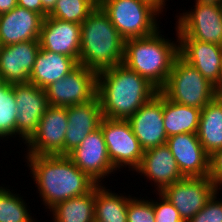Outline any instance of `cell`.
<instances>
[{
    "mask_svg": "<svg viewBox=\"0 0 222 222\" xmlns=\"http://www.w3.org/2000/svg\"><path fill=\"white\" fill-rule=\"evenodd\" d=\"M25 158L46 209L87 194L97 185L66 155H26Z\"/></svg>",
    "mask_w": 222,
    "mask_h": 222,
    "instance_id": "obj_1",
    "label": "cell"
},
{
    "mask_svg": "<svg viewBox=\"0 0 222 222\" xmlns=\"http://www.w3.org/2000/svg\"><path fill=\"white\" fill-rule=\"evenodd\" d=\"M146 78L124 64L104 69L97 75V98L102 115L127 120L158 93Z\"/></svg>",
    "mask_w": 222,
    "mask_h": 222,
    "instance_id": "obj_2",
    "label": "cell"
},
{
    "mask_svg": "<svg viewBox=\"0 0 222 222\" xmlns=\"http://www.w3.org/2000/svg\"><path fill=\"white\" fill-rule=\"evenodd\" d=\"M125 40L98 5L81 23L79 64L97 73L123 64Z\"/></svg>",
    "mask_w": 222,
    "mask_h": 222,
    "instance_id": "obj_3",
    "label": "cell"
},
{
    "mask_svg": "<svg viewBox=\"0 0 222 222\" xmlns=\"http://www.w3.org/2000/svg\"><path fill=\"white\" fill-rule=\"evenodd\" d=\"M158 29L155 33L140 38L125 40L123 64L146 78L158 90L166 83L175 59L179 56V37L171 42Z\"/></svg>",
    "mask_w": 222,
    "mask_h": 222,
    "instance_id": "obj_4",
    "label": "cell"
},
{
    "mask_svg": "<svg viewBox=\"0 0 222 222\" xmlns=\"http://www.w3.org/2000/svg\"><path fill=\"white\" fill-rule=\"evenodd\" d=\"M98 5L124 40L146 37L159 29L156 18L161 12L144 0H99Z\"/></svg>",
    "mask_w": 222,
    "mask_h": 222,
    "instance_id": "obj_5",
    "label": "cell"
},
{
    "mask_svg": "<svg viewBox=\"0 0 222 222\" xmlns=\"http://www.w3.org/2000/svg\"><path fill=\"white\" fill-rule=\"evenodd\" d=\"M167 99L186 106L204 108L215 95V86L178 56L165 85L159 90Z\"/></svg>",
    "mask_w": 222,
    "mask_h": 222,
    "instance_id": "obj_6",
    "label": "cell"
},
{
    "mask_svg": "<svg viewBox=\"0 0 222 222\" xmlns=\"http://www.w3.org/2000/svg\"><path fill=\"white\" fill-rule=\"evenodd\" d=\"M192 11L176 22L179 39H194L222 46V0H195Z\"/></svg>",
    "mask_w": 222,
    "mask_h": 222,
    "instance_id": "obj_7",
    "label": "cell"
},
{
    "mask_svg": "<svg viewBox=\"0 0 222 222\" xmlns=\"http://www.w3.org/2000/svg\"><path fill=\"white\" fill-rule=\"evenodd\" d=\"M108 157L116 170L121 167L136 170L144 154L138 139L127 120L103 117L100 123ZM118 168V169H117Z\"/></svg>",
    "mask_w": 222,
    "mask_h": 222,
    "instance_id": "obj_8",
    "label": "cell"
},
{
    "mask_svg": "<svg viewBox=\"0 0 222 222\" xmlns=\"http://www.w3.org/2000/svg\"><path fill=\"white\" fill-rule=\"evenodd\" d=\"M97 75L96 71L79 64L45 88L49 105L68 107L92 101L97 95Z\"/></svg>",
    "mask_w": 222,
    "mask_h": 222,
    "instance_id": "obj_9",
    "label": "cell"
},
{
    "mask_svg": "<svg viewBox=\"0 0 222 222\" xmlns=\"http://www.w3.org/2000/svg\"><path fill=\"white\" fill-rule=\"evenodd\" d=\"M218 191L209 177H184L166 186L160 193L178 210L184 222H188Z\"/></svg>",
    "mask_w": 222,
    "mask_h": 222,
    "instance_id": "obj_10",
    "label": "cell"
},
{
    "mask_svg": "<svg viewBox=\"0 0 222 222\" xmlns=\"http://www.w3.org/2000/svg\"><path fill=\"white\" fill-rule=\"evenodd\" d=\"M67 127V107L49 105L36 132L25 143L27 155H64Z\"/></svg>",
    "mask_w": 222,
    "mask_h": 222,
    "instance_id": "obj_11",
    "label": "cell"
},
{
    "mask_svg": "<svg viewBox=\"0 0 222 222\" xmlns=\"http://www.w3.org/2000/svg\"><path fill=\"white\" fill-rule=\"evenodd\" d=\"M13 90L17 105L16 135L25 144L36 132L49 103L45 89L33 83H15Z\"/></svg>",
    "mask_w": 222,
    "mask_h": 222,
    "instance_id": "obj_12",
    "label": "cell"
},
{
    "mask_svg": "<svg viewBox=\"0 0 222 222\" xmlns=\"http://www.w3.org/2000/svg\"><path fill=\"white\" fill-rule=\"evenodd\" d=\"M66 156L99 185L102 184L101 181L106 178V175L108 177L116 171L108 157L100 127L87 135L80 145Z\"/></svg>",
    "mask_w": 222,
    "mask_h": 222,
    "instance_id": "obj_13",
    "label": "cell"
},
{
    "mask_svg": "<svg viewBox=\"0 0 222 222\" xmlns=\"http://www.w3.org/2000/svg\"><path fill=\"white\" fill-rule=\"evenodd\" d=\"M127 121L144 151L166 144L168 136L164 129L163 94L160 91Z\"/></svg>",
    "mask_w": 222,
    "mask_h": 222,
    "instance_id": "obj_14",
    "label": "cell"
},
{
    "mask_svg": "<svg viewBox=\"0 0 222 222\" xmlns=\"http://www.w3.org/2000/svg\"><path fill=\"white\" fill-rule=\"evenodd\" d=\"M166 145L184 177H209L210 156L201 145L197 134L172 135L167 138Z\"/></svg>",
    "mask_w": 222,
    "mask_h": 222,
    "instance_id": "obj_15",
    "label": "cell"
},
{
    "mask_svg": "<svg viewBox=\"0 0 222 222\" xmlns=\"http://www.w3.org/2000/svg\"><path fill=\"white\" fill-rule=\"evenodd\" d=\"M40 48L74 58L79 63L81 24L46 16L43 19Z\"/></svg>",
    "mask_w": 222,
    "mask_h": 222,
    "instance_id": "obj_16",
    "label": "cell"
},
{
    "mask_svg": "<svg viewBox=\"0 0 222 222\" xmlns=\"http://www.w3.org/2000/svg\"><path fill=\"white\" fill-rule=\"evenodd\" d=\"M39 50V40L1 46L0 78L10 84L29 82Z\"/></svg>",
    "mask_w": 222,
    "mask_h": 222,
    "instance_id": "obj_17",
    "label": "cell"
},
{
    "mask_svg": "<svg viewBox=\"0 0 222 222\" xmlns=\"http://www.w3.org/2000/svg\"><path fill=\"white\" fill-rule=\"evenodd\" d=\"M179 56L214 86L222 71V46L194 39H179Z\"/></svg>",
    "mask_w": 222,
    "mask_h": 222,
    "instance_id": "obj_18",
    "label": "cell"
},
{
    "mask_svg": "<svg viewBox=\"0 0 222 222\" xmlns=\"http://www.w3.org/2000/svg\"><path fill=\"white\" fill-rule=\"evenodd\" d=\"M43 17L34 11L16 6L0 14L1 46L39 40Z\"/></svg>",
    "mask_w": 222,
    "mask_h": 222,
    "instance_id": "obj_19",
    "label": "cell"
},
{
    "mask_svg": "<svg viewBox=\"0 0 222 222\" xmlns=\"http://www.w3.org/2000/svg\"><path fill=\"white\" fill-rule=\"evenodd\" d=\"M135 171L154 181L158 192L184 178L166 144L145 150L142 161Z\"/></svg>",
    "mask_w": 222,
    "mask_h": 222,
    "instance_id": "obj_20",
    "label": "cell"
},
{
    "mask_svg": "<svg viewBox=\"0 0 222 222\" xmlns=\"http://www.w3.org/2000/svg\"><path fill=\"white\" fill-rule=\"evenodd\" d=\"M67 117L64 155L78 147L87 135L99 128L103 115L97 96L87 103L68 106Z\"/></svg>",
    "mask_w": 222,
    "mask_h": 222,
    "instance_id": "obj_21",
    "label": "cell"
},
{
    "mask_svg": "<svg viewBox=\"0 0 222 222\" xmlns=\"http://www.w3.org/2000/svg\"><path fill=\"white\" fill-rule=\"evenodd\" d=\"M78 65L79 63L72 57L40 48L30 73L29 82L45 89L51 83L65 77Z\"/></svg>",
    "mask_w": 222,
    "mask_h": 222,
    "instance_id": "obj_22",
    "label": "cell"
},
{
    "mask_svg": "<svg viewBox=\"0 0 222 222\" xmlns=\"http://www.w3.org/2000/svg\"><path fill=\"white\" fill-rule=\"evenodd\" d=\"M197 135L209 156L222 149V100L215 97L201 109Z\"/></svg>",
    "mask_w": 222,
    "mask_h": 222,
    "instance_id": "obj_23",
    "label": "cell"
},
{
    "mask_svg": "<svg viewBox=\"0 0 222 222\" xmlns=\"http://www.w3.org/2000/svg\"><path fill=\"white\" fill-rule=\"evenodd\" d=\"M201 109L172 102L163 95L164 129L168 137L182 133L197 134Z\"/></svg>",
    "mask_w": 222,
    "mask_h": 222,
    "instance_id": "obj_24",
    "label": "cell"
},
{
    "mask_svg": "<svg viewBox=\"0 0 222 222\" xmlns=\"http://www.w3.org/2000/svg\"><path fill=\"white\" fill-rule=\"evenodd\" d=\"M102 185L95 186V222H127V206L131 195H118Z\"/></svg>",
    "mask_w": 222,
    "mask_h": 222,
    "instance_id": "obj_25",
    "label": "cell"
},
{
    "mask_svg": "<svg viewBox=\"0 0 222 222\" xmlns=\"http://www.w3.org/2000/svg\"><path fill=\"white\" fill-rule=\"evenodd\" d=\"M95 187L87 194L59 202L50 209L54 222H95Z\"/></svg>",
    "mask_w": 222,
    "mask_h": 222,
    "instance_id": "obj_26",
    "label": "cell"
},
{
    "mask_svg": "<svg viewBox=\"0 0 222 222\" xmlns=\"http://www.w3.org/2000/svg\"><path fill=\"white\" fill-rule=\"evenodd\" d=\"M16 120L17 105L13 84L3 81L0 84V139L17 137Z\"/></svg>",
    "mask_w": 222,
    "mask_h": 222,
    "instance_id": "obj_27",
    "label": "cell"
},
{
    "mask_svg": "<svg viewBox=\"0 0 222 222\" xmlns=\"http://www.w3.org/2000/svg\"><path fill=\"white\" fill-rule=\"evenodd\" d=\"M6 188L0 186V222H35L23 197Z\"/></svg>",
    "mask_w": 222,
    "mask_h": 222,
    "instance_id": "obj_28",
    "label": "cell"
},
{
    "mask_svg": "<svg viewBox=\"0 0 222 222\" xmlns=\"http://www.w3.org/2000/svg\"><path fill=\"white\" fill-rule=\"evenodd\" d=\"M98 3L99 0H57L55 7L47 16L81 24Z\"/></svg>",
    "mask_w": 222,
    "mask_h": 222,
    "instance_id": "obj_29",
    "label": "cell"
},
{
    "mask_svg": "<svg viewBox=\"0 0 222 222\" xmlns=\"http://www.w3.org/2000/svg\"><path fill=\"white\" fill-rule=\"evenodd\" d=\"M133 197L128 201L127 222H155L153 203Z\"/></svg>",
    "mask_w": 222,
    "mask_h": 222,
    "instance_id": "obj_30",
    "label": "cell"
},
{
    "mask_svg": "<svg viewBox=\"0 0 222 222\" xmlns=\"http://www.w3.org/2000/svg\"><path fill=\"white\" fill-rule=\"evenodd\" d=\"M217 193L218 191L213 194L205 206L188 222H222V199L217 198Z\"/></svg>",
    "mask_w": 222,
    "mask_h": 222,
    "instance_id": "obj_31",
    "label": "cell"
},
{
    "mask_svg": "<svg viewBox=\"0 0 222 222\" xmlns=\"http://www.w3.org/2000/svg\"><path fill=\"white\" fill-rule=\"evenodd\" d=\"M157 194L159 195V200L156 201L150 199V201L153 203L155 222H184L173 204L160 192Z\"/></svg>",
    "mask_w": 222,
    "mask_h": 222,
    "instance_id": "obj_32",
    "label": "cell"
},
{
    "mask_svg": "<svg viewBox=\"0 0 222 222\" xmlns=\"http://www.w3.org/2000/svg\"><path fill=\"white\" fill-rule=\"evenodd\" d=\"M209 179L214 183L217 190L222 186V149L210 155Z\"/></svg>",
    "mask_w": 222,
    "mask_h": 222,
    "instance_id": "obj_33",
    "label": "cell"
},
{
    "mask_svg": "<svg viewBox=\"0 0 222 222\" xmlns=\"http://www.w3.org/2000/svg\"><path fill=\"white\" fill-rule=\"evenodd\" d=\"M17 5L28 10L39 13L42 16L41 0H17Z\"/></svg>",
    "mask_w": 222,
    "mask_h": 222,
    "instance_id": "obj_34",
    "label": "cell"
},
{
    "mask_svg": "<svg viewBox=\"0 0 222 222\" xmlns=\"http://www.w3.org/2000/svg\"><path fill=\"white\" fill-rule=\"evenodd\" d=\"M17 6V0H0V14L11 11Z\"/></svg>",
    "mask_w": 222,
    "mask_h": 222,
    "instance_id": "obj_35",
    "label": "cell"
},
{
    "mask_svg": "<svg viewBox=\"0 0 222 222\" xmlns=\"http://www.w3.org/2000/svg\"><path fill=\"white\" fill-rule=\"evenodd\" d=\"M57 0H41L42 2V17L45 18L55 7Z\"/></svg>",
    "mask_w": 222,
    "mask_h": 222,
    "instance_id": "obj_36",
    "label": "cell"
},
{
    "mask_svg": "<svg viewBox=\"0 0 222 222\" xmlns=\"http://www.w3.org/2000/svg\"><path fill=\"white\" fill-rule=\"evenodd\" d=\"M148 3H150L151 5H153L154 7H156L160 12H163L162 9H164L166 6L165 4V1L166 0H144Z\"/></svg>",
    "mask_w": 222,
    "mask_h": 222,
    "instance_id": "obj_37",
    "label": "cell"
},
{
    "mask_svg": "<svg viewBox=\"0 0 222 222\" xmlns=\"http://www.w3.org/2000/svg\"><path fill=\"white\" fill-rule=\"evenodd\" d=\"M215 95H216V98L222 100V71H221V77L219 79V82L215 86Z\"/></svg>",
    "mask_w": 222,
    "mask_h": 222,
    "instance_id": "obj_38",
    "label": "cell"
}]
</instances>
